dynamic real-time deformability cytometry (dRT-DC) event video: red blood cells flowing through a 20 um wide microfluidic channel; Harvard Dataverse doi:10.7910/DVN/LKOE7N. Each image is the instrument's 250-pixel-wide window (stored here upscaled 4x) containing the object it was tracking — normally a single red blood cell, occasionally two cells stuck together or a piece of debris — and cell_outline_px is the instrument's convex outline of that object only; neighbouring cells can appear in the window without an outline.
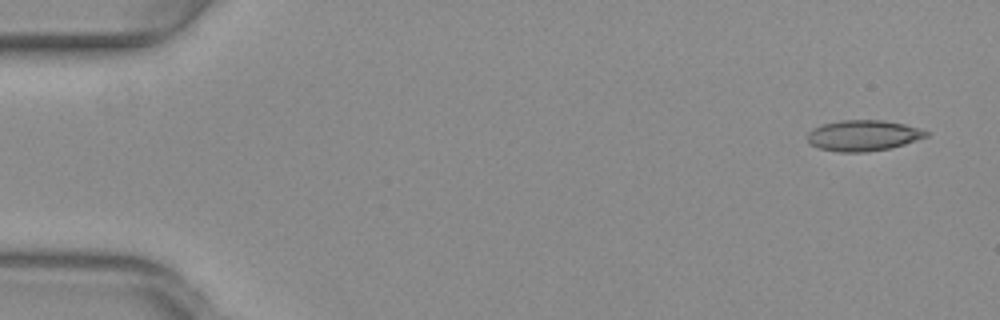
{"species": "common noctule bat (a hibernating species)", "species_latin": "Nyctalus noctula", "temperature_condition": "warm", "stored_images_in_passage": 50, "camera_frame_rate_fps": 3000, "um_per_image_px": 0.085, "animal": {"sex": "female", "body_mass_g": 29.2, "forearm_length_mm": 56.3}, "frame": {"image": 1, "passage_image": 1, "time_ms": 0.0, "image_size_px": [1000, 320], "cell_outline_px": [[932, 132], [928, 136], [904, 144], [888, 148], [868, 152], [840, 152], [820, 148], [808, 144], [808, 132], [812, 128], [824, 124], [840, 120], [884, 120], [904, 124], [920, 128]], "centroid_in_image_um": [73.39, 11.51], "position_along_channel_um": 11.6, "area_um2": 21.39}}
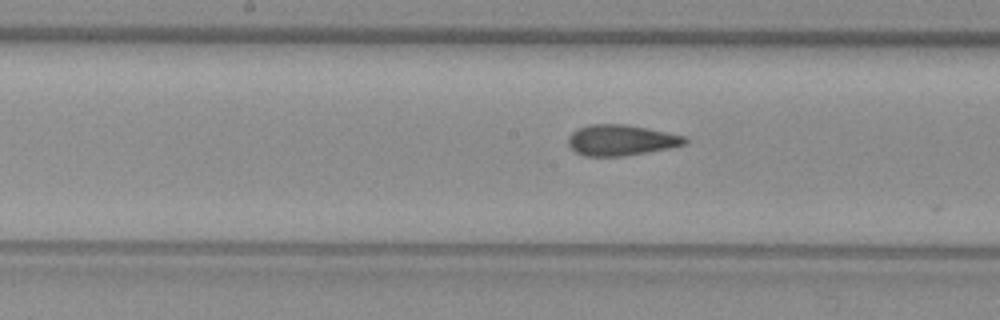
{"frame": {"image": 2, "passage_image": 25, "time_ms": 8.0, "image_size_px": [1000, 320], "cell_outline_px": [[688, 144], [668, 148], [624, 156], [584, 156], [576, 152], [568, 144], [568, 136], [576, 128], [592, 124], [624, 124], [648, 128], [668, 132], [684, 136], [688, 140]], "centroid_in_image_um": [52.78, 11.91], "position_along_channel_um": 195.4, "area_um2": 20.98}}
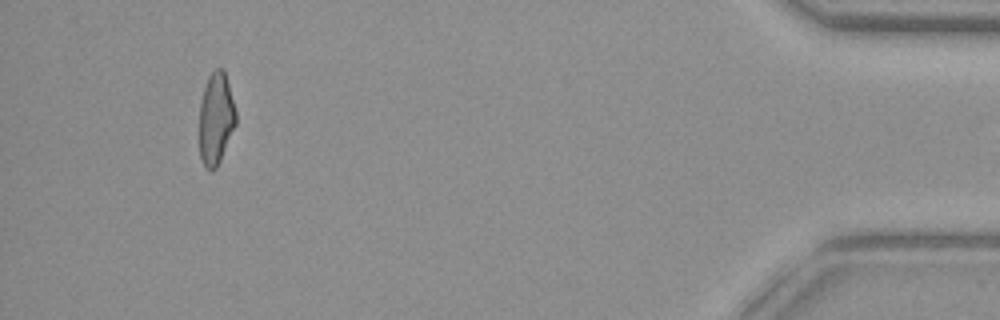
{"frame": {"image": 3, "passage_image": 47, "time_ms": 15.333, "image_size_px": [1000, 320], "cell_outline_px": [[236, 124], [220, 160], [216, 168], [204, 168], [200, 160], [200, 104], [204, 88], [208, 76], [216, 68], [224, 68], [236, 112]], "centroid_in_image_um": [18.35, 10.07], "position_along_channel_um": 416.8, "area_um2": 19.42}, "authors_computed_cell_mechanics": {"area_um2": 21.0392, "velocity_mm_per_s": 4.008, "shape_relaxation_time_tau1_ms": null, "shape_relaxation_time_tau2_ms": 1.61, "deformation_change_tau1": null, "deformation_change_tau2": 0.1066}}